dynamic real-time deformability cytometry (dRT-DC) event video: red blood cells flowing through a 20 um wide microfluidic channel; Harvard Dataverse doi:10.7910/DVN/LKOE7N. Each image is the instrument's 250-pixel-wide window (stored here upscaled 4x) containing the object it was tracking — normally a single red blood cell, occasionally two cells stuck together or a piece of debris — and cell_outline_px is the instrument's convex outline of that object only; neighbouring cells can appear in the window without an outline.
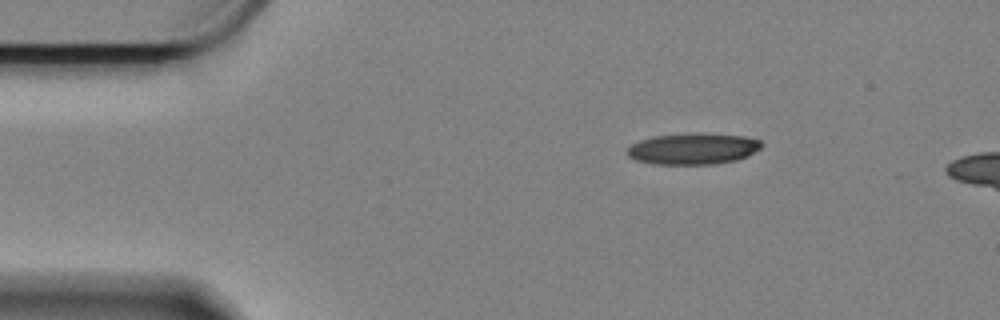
{"species": "Egyptian fruit bat (a non-hibernating species)", "species_latin": "Rousettus aegyptiacus", "temperature_condition": "cold", "stored_images_in_passage": 7, "camera_frame_rate_fps": 3000, "um_per_image_px": 0.085, "animal": {"sex": "female"}, "frame": {"image": 1, "passage_image": 1, "time_ms": 0.0, "image_size_px": [1000, 320], "cell_outline_px": [[760, 148], [748, 156], [736, 160], [712, 164], [652, 164], [636, 160], [628, 156], [628, 148], [632, 144], [640, 140], [652, 136], [744, 136], [760, 140]], "centroid_in_image_um": [58.87, 12.7], "position_along_channel_um": 26.1, "area_um2": 23.18}}